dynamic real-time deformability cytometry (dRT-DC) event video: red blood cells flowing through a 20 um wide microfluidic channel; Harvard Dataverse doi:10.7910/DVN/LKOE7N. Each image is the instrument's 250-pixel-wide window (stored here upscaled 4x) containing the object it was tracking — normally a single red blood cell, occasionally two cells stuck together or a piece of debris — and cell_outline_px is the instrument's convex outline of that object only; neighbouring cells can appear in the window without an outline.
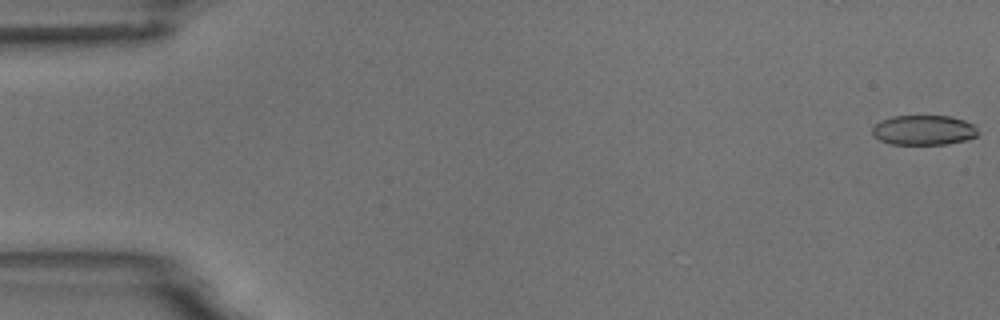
{"species": "common noctule bat (a hibernating species)", "species_latin": "Nyctalus noctula", "temperature_condition": "room temperature", "stored_images_in_passage": 5, "camera_frame_rate_fps": 3000, "um_per_image_px": 0.085, "animal": {"sex": "male", "body_mass_g": 18.8}, "frame": {"image": 1, "passage_image": 1, "time_ms": 0.0, "image_size_px": [1000, 320], "cell_outline_px": [[980, 132], [976, 136], [964, 140], [948, 144], [892, 144], [880, 140], [872, 136], [872, 128], [880, 120], [892, 116], [952, 116], [964, 120], [972, 124]], "centroid_in_image_um": [78.5, 11.05], "position_along_channel_um": 6.5, "area_um2": 18.44}}
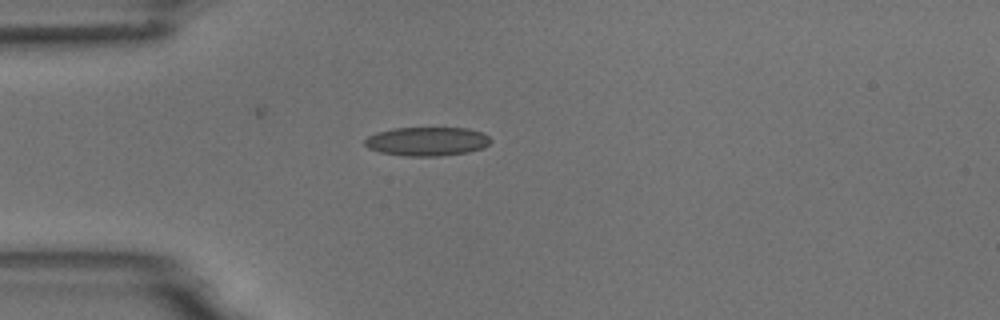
{"frame": {"image": 2, "passage_image": 5, "time_ms": 4.667, "image_size_px": [1000, 320], "cell_outline_px": [[492, 140], [484, 148], [468, 152], [440, 156], [404, 156], [380, 152], [368, 148], [364, 144], [364, 140], [368, 136], [376, 132], [392, 128], [468, 128], [480, 132], [488, 136]], "centroid_in_image_um": [36.28, 12.02], "position_along_channel_um": 48.7, "area_um2": 21.27}}